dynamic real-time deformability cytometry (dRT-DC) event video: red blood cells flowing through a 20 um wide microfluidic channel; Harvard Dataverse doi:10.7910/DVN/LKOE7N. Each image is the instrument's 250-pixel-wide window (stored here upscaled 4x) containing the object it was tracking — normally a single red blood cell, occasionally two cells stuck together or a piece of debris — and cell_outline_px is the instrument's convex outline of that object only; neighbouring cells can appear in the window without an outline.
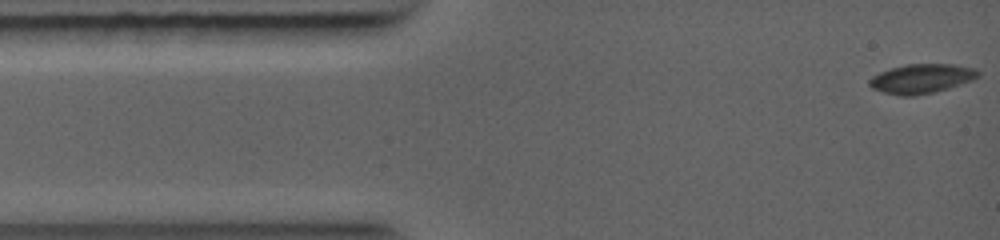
{"species": "common noctule bat (a hibernating species)", "species_latin": "Nyctalus noctula", "temperature_condition": "warm", "stored_images_in_passage": 92, "camera_frame_rate_fps": 5000, "um_per_image_px": 0.085, "animal": {"sex": "female", "body_mass_g": 19.0, "forearm_length_mm": 56.7}, "frame": {"image": 1, "passage_image": 1, "time_ms": 0.0, "image_size_px": [1000, 240], "cell_outline_px": [[980, 76], [972, 80], [948, 88], [916, 96], [900, 96], [884, 92], [872, 88], [868, 84], [868, 80], [872, 76], [880, 72], [892, 68], [908, 64], [956, 64], [976, 68], [980, 72]], "centroid_in_image_um": [78.34, 6.68], "position_along_channel_um": 6.7, "area_um2": 18.61}}
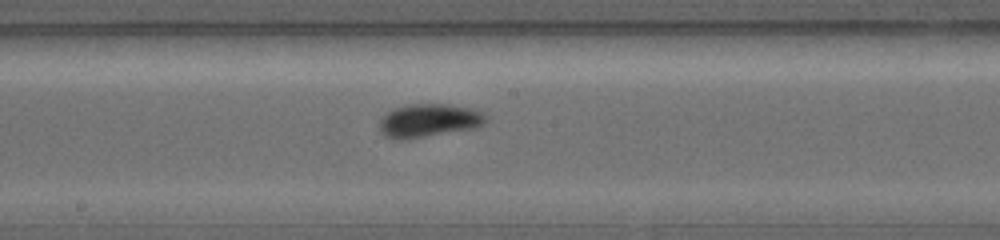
{"frame": {"image": 2, "passage_image": 39, "time_ms": 5.6, "image_size_px": [1000, 240], "cell_outline_px": [[488, 120], [484, 124], [476, 128], [408, 140], [400, 140], [384, 136], [380, 132], [380, 120], [388, 112], [396, 108], [408, 104], [444, 104], [472, 108], [484, 112], [488, 116]], "centroid_in_image_um": [36.5, 10.26], "position_along_channel_um": 211.7, "area_um2": 20.98}}
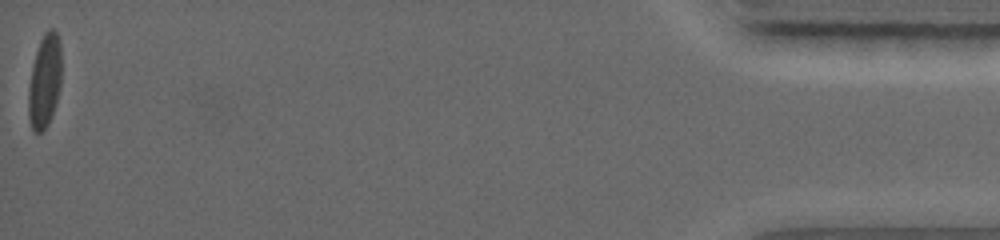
{"frame": {"image": 3, "passage_image": 91, "time_ms": 12.8, "image_size_px": [1000, 240], "cell_outline_px": [[60, 84], [56, 104], [48, 124], [40, 132], [36, 132], [32, 128], [28, 116], [28, 88], [32, 64], [40, 40], [44, 32], [48, 28], [52, 28], [56, 32], [60, 40]], "centroid_in_image_um": [3.78, 6.86], "position_along_channel_um": 431.4, "area_um2": 17.98}}